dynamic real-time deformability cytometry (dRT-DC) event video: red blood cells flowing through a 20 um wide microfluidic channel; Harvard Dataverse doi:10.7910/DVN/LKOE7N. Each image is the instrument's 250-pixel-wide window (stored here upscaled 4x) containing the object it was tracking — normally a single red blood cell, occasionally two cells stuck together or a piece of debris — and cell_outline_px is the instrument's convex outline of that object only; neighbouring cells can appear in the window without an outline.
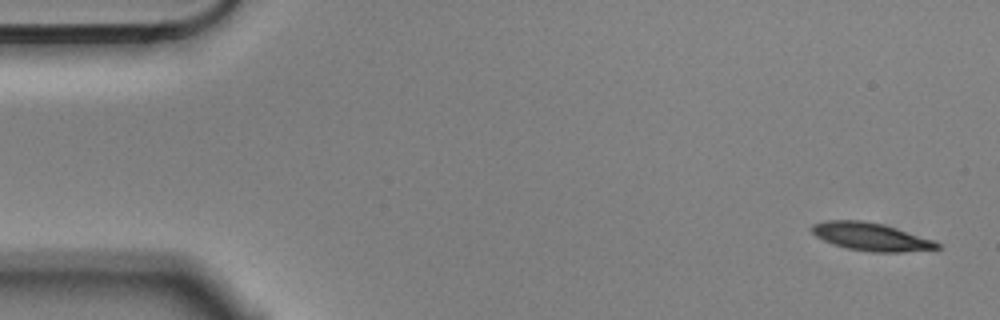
{"species": "Egyptian fruit bat (a non-hibernating species)", "species_latin": "Rousettus aegyptiacus", "temperature_condition": "cold", "stored_images_in_passage": 6, "camera_frame_rate_fps": 3000, "um_per_image_px": 0.085, "animal": {"sex": "male"}, "frame": {"image": 1, "passage_image": 1, "time_ms": 0.0, "image_size_px": [1000, 320], "cell_outline_px": [[940, 248], [900, 252], [872, 252], [848, 248], [832, 244], [816, 236], [812, 232], [812, 224], [824, 220], [864, 220], [884, 224], [936, 240], [940, 244]], "centroid_in_image_um": [74.05, 20.11], "position_along_channel_um": 11.0, "area_um2": 20.46}}
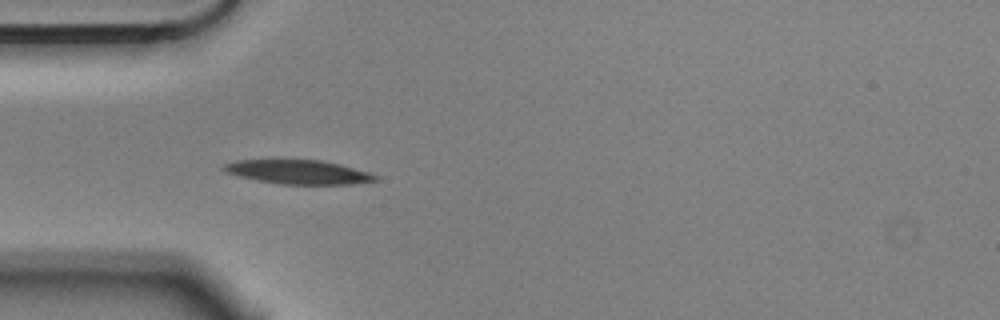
{"frame": {"image": 2, "passage_image": 5, "time_ms": 1.333, "image_size_px": [1000, 320], "cell_outline_px": [[380, 180], [352, 184], [280, 184], [256, 180], [240, 176], [228, 172], [220, 168], [224, 164], [236, 160], [320, 160], [340, 164], [368, 172], [376, 176]], "centroid_in_image_um": [25.36, 14.62], "position_along_channel_um": 59.6, "area_um2": 21.04}}
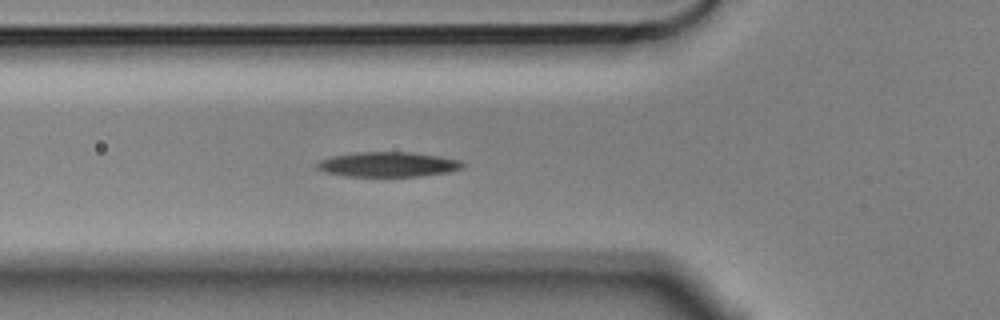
{"frame": {"image": 3, "passage_image": 6, "time_ms": 1.667, "image_size_px": [1000, 320], "cell_outline_px": [[464, 164], [460, 168], [448, 172], [420, 176], [344, 176], [324, 172], [316, 168], [316, 164], [320, 160], [332, 156], [356, 152], [408, 152], [440, 156], [460, 160]], "centroid_in_image_um": [32.94, 13.97], "position_along_channel_um": 92.9, "area_um2": 21.04}}